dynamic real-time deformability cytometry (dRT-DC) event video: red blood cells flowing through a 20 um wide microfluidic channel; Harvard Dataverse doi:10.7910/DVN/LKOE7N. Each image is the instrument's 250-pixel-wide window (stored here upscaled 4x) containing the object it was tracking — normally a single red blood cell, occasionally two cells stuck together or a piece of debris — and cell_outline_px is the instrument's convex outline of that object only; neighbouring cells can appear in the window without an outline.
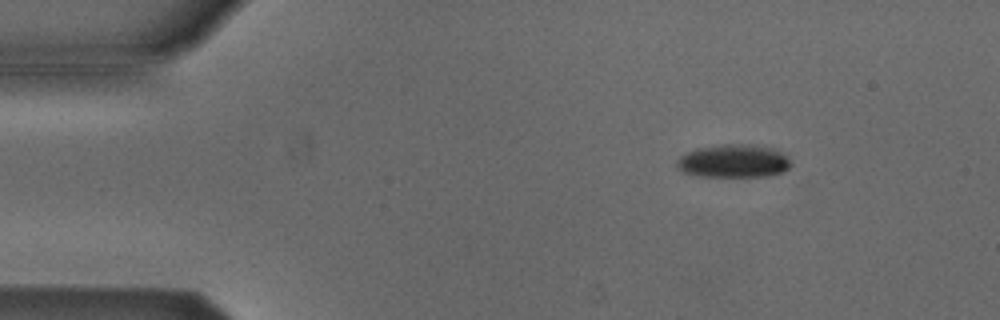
{"species": "Egyptian fruit bat (a non-hibernating species)", "species_latin": "Rousettus aegyptiacus", "temperature_condition": "cold", "stored_images_in_passage": 5, "camera_frame_rate_fps": 3000, "um_per_image_px": 0.085, "animal": {"sex": "male"}, "frame": {"image": 1, "passage_image": 3, "time_ms": 2.333, "image_size_px": [1000, 320], "cell_outline_px": [[792, 164], [784, 172], [768, 176], [696, 176], [684, 172], [676, 168], [676, 160], [680, 156], [696, 148], [720, 144], [752, 144], [772, 148], [788, 156]], "centroid_in_image_um": [62.35, 13.69], "position_along_channel_um": 22.7, "area_um2": 22.25}}